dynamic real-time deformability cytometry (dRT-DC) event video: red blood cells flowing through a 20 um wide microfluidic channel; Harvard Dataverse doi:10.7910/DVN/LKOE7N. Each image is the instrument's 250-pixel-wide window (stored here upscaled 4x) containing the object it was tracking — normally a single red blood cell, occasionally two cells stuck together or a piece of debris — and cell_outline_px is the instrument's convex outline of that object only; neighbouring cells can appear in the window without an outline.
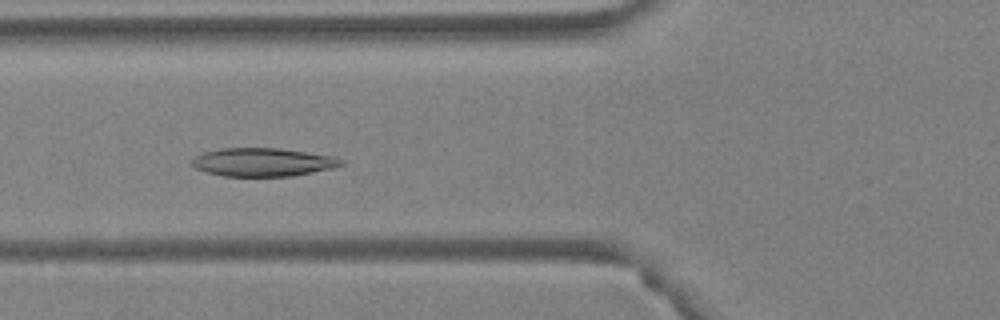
{"species": "Egyptian fruit bat (a non-hibernating species)", "species_latin": "Rousettus aegyptiacus", "temperature_condition": "warm", "stored_images_in_passage": 37, "camera_frame_rate_fps": 3000, "um_per_image_px": 0.085, "animal": {"sex": "female"}, "frame": {"image": 1, "passage_image": 12, "time_ms": 3.667, "image_size_px": [1000, 320], "cell_outline_px": [[344, 164], [332, 168], [292, 176], [224, 176], [208, 172], [196, 168], [192, 164], [192, 160], [196, 156], [204, 152], [220, 148], [280, 148], [332, 156], [344, 160]], "centroid_in_image_um": [22.35, 13.78], "position_along_channel_um": 103.4, "area_um2": 24.45}}
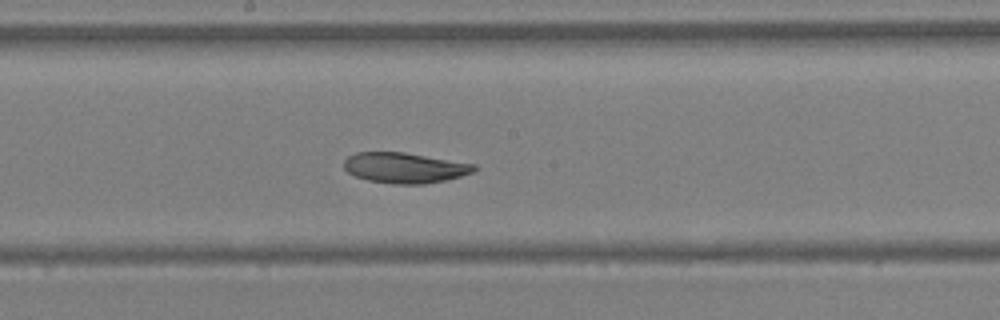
{"frame": {"image": 2, "passage_image": 20, "time_ms": 6.333, "image_size_px": [1000, 320], "cell_outline_px": [[476, 172], [444, 180], [424, 184], [392, 184], [368, 180], [356, 176], [348, 172], [344, 168], [344, 160], [348, 156], [356, 152], [404, 152], [476, 164]], "centroid_in_image_um": [34.4, 14.26], "position_along_channel_um": 213.8, "area_um2": 23.12}}
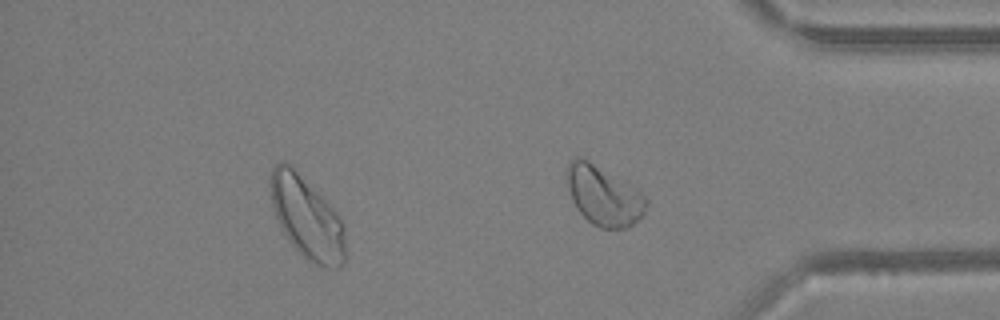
{"frame": {"image": 3, "passage_image": 33, "time_ms": 10.667, "image_size_px": [1000, 320], "cell_outline_px": [[344, 264], [332, 268], [324, 268], [312, 264], [288, 240], [276, 216], [272, 204], [268, 184], [268, 180], [272, 168], [280, 160], [284, 160], [292, 164], [336, 212], [344, 224]], "centroid_in_image_um": [26.05, 18.45], "position_along_channel_um": 409.2, "area_um2": 35.89}, "authors_computed_cell_mechanics": {"area_um2": 25.2008, "velocity_mm_per_s": 4.1469, "shape_relaxation_time_tau1_ms": 5.3359, "shape_relaxation_time_tau2_ms": 8.328, "deformation_change_tau1": 0.1294, "deformation_change_tau2": 0.1449}}